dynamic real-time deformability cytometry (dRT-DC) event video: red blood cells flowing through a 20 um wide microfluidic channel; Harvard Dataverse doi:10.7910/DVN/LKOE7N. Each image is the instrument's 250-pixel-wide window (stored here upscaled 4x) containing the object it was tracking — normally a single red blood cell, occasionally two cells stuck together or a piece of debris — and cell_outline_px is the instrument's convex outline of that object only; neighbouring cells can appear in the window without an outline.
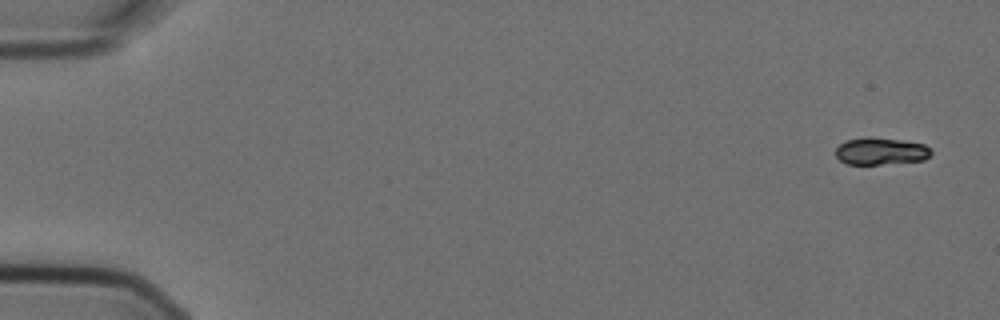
{"species": "Egyptian fruit bat (a non-hibernating species)", "species_latin": "Rousettus aegyptiacus", "temperature_condition": "cold", "stored_images_in_passage": 5, "camera_frame_rate_fps": 3000, "um_per_image_px": 0.085, "animal": {"sex": "female"}, "frame": {"image": 1, "passage_image": 1, "time_ms": 0.0, "image_size_px": [1000, 320], "cell_outline_px": [[932, 152], [924, 160], [880, 164], [848, 164], [840, 160], [836, 156], [836, 148], [840, 144], [848, 140], [868, 136], [900, 140], [924, 144], [932, 148]], "centroid_in_image_um": [74.88, 12.84], "position_along_channel_um": 10.1, "area_um2": 15.03}}
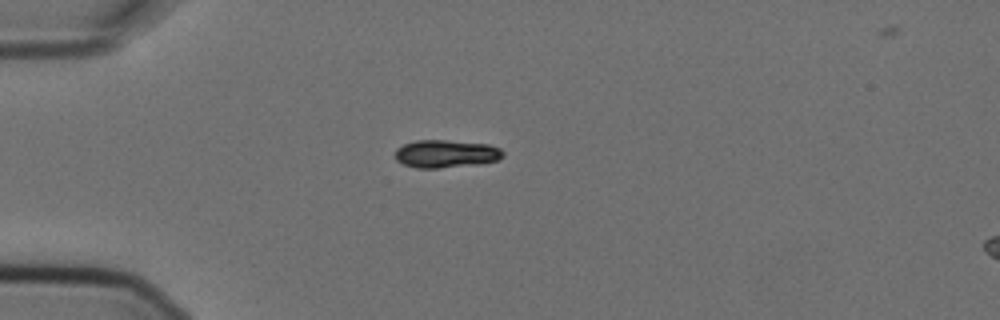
{"frame": {"image": 2, "passage_image": 4, "time_ms": 1.0, "image_size_px": [1000, 320], "cell_outline_px": [[504, 156], [500, 160], [480, 164], [440, 168], [416, 168], [404, 164], [396, 160], [392, 156], [396, 148], [404, 144], [416, 140], [448, 140], [488, 144], [500, 148], [504, 152]], "centroid_in_image_um": [37.9, 13.07], "position_along_channel_um": 47.1, "area_um2": 17.86}}